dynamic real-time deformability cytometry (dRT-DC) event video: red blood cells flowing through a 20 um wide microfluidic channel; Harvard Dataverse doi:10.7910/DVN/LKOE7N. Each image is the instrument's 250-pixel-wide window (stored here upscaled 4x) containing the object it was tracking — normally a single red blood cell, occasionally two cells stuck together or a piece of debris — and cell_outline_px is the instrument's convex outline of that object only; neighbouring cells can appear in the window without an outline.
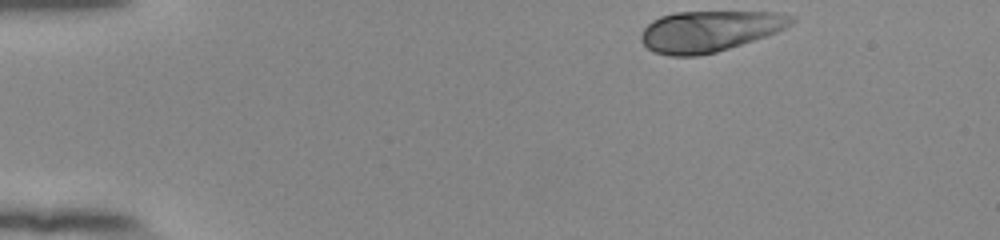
{"species": "human", "species_latin": "Homo sapiens", "temperature_condition": "room temperature", "stored_images_in_passage": 46, "camera_frame_rate_fps": 3000, "um_per_image_px": 0.085, "donor": {"sex": "female"}, "frame": {"image": 1, "passage_image": 1, "time_ms": 0.0, "image_size_px": [1000, 240], "cell_outline_px": [[796, 20], [792, 24], [776, 32], [716, 52], [696, 56], [668, 56], [652, 52], [640, 40], [640, 32], [652, 20], [660, 16], [676, 12], [776, 12], [796, 16]], "centroid_in_image_um": [60.27, 2.64], "position_along_channel_um": 24.7, "area_um2": 35.84}}
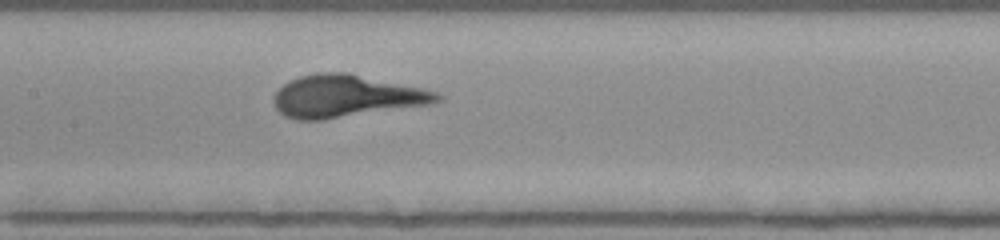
{"frame": {"image": 2, "passage_image": 20, "time_ms": 6.333, "image_size_px": [1000, 240], "cell_outline_px": [[444, 100], [432, 104], [320, 120], [296, 120], [284, 116], [276, 108], [272, 100], [272, 96], [284, 84], [300, 76], [316, 72], [348, 72], [424, 88], [436, 92], [444, 96]], "centroid_in_image_um": [29.44, 8.17], "position_along_channel_um": 178.0, "area_um2": 40.58}}
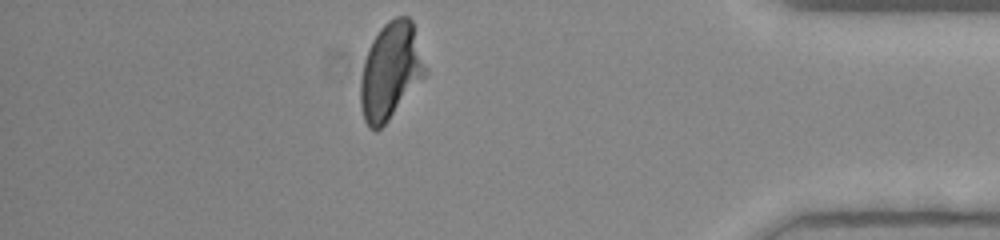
{"frame": {"image": 3, "passage_image": 40, "time_ms": 13.0, "image_size_px": [1000, 240], "cell_outline_px": [[428, 72], [388, 120], [376, 132], [368, 128], [364, 120], [360, 104], [360, 80], [364, 60], [368, 48], [372, 40], [380, 28], [388, 20], [396, 16], [408, 16], [412, 20]], "centroid_in_image_um": [33.18, 6.02], "position_along_channel_um": 402.0, "area_um2": 36.53}, "authors_computed_cell_mechanics": {"area_um2": 38.2058, "velocity_mm_per_s": 3.861, "shape_relaxation_time_tau1_ms": 3.2107, "shape_relaxation_time_tau2_ms": null, "deformation_change_tau1": 0.1872, "deformation_change_tau2": null}}